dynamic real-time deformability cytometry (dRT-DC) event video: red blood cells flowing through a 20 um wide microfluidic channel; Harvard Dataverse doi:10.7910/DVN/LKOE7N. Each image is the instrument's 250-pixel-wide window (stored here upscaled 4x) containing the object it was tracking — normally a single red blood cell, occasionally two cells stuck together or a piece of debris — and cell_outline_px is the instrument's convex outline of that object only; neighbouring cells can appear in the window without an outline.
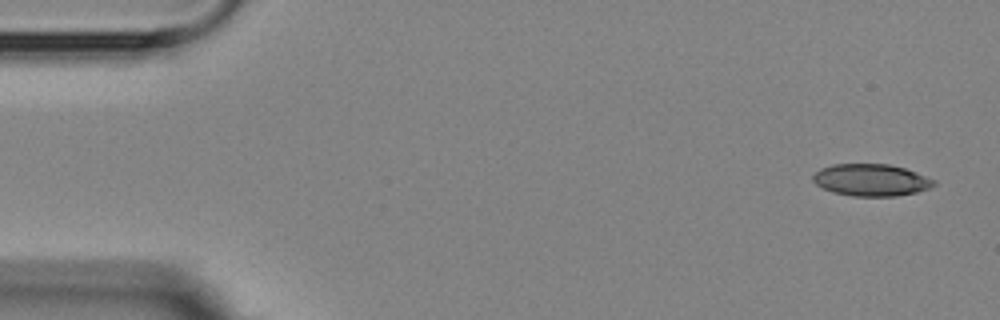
{"species": "Egyptian fruit bat (a non-hibernating species)", "species_latin": "Rousettus aegyptiacus", "temperature_condition": "room temperature", "stored_images_in_passage": 5, "camera_frame_rate_fps": 3000, "um_per_image_px": 0.085, "animal": {"sex": "female"}, "frame": {"image": 1, "passage_image": 1, "time_ms": 0.0, "image_size_px": [1000, 320], "cell_outline_px": [[936, 184], [932, 188], [916, 192], [896, 196], [852, 196], [832, 192], [816, 184], [812, 180], [812, 176], [820, 168], [832, 164], [888, 164], [904, 168], [916, 172], [936, 180]], "centroid_in_image_um": [74.06, 15.3], "position_along_channel_um": 10.9, "area_um2": 22.66}}